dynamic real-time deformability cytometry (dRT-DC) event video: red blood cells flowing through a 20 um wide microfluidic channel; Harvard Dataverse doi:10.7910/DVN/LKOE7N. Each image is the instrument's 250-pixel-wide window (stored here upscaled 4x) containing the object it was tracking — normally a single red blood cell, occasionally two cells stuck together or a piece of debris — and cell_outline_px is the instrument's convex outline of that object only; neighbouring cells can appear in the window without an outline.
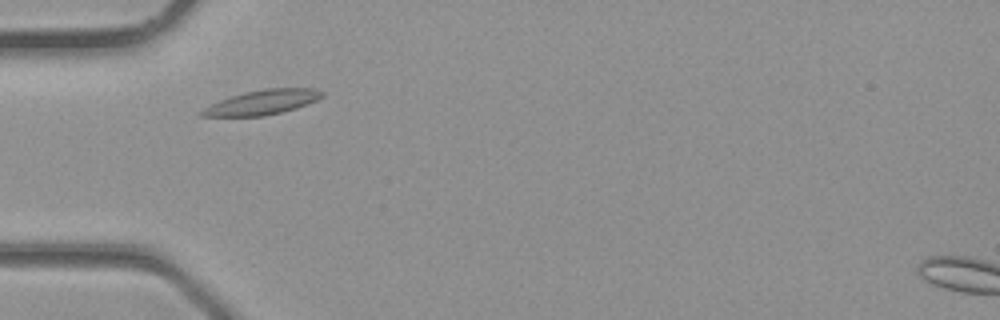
{"species": "common noctule bat (a hibernating species)", "species_latin": "Nyctalus noctula", "temperature_condition": "room temperature", "stored_images_in_passage": 2, "camera_frame_rate_fps": 3000, "um_per_image_px": 0.085, "animal": {"sex": "male", "body_mass_g": 23.1, "forearm_length_mm": 52.7}, "frame": {"image": 1, "passage_image": 1, "time_ms": 0.0, "image_size_px": [1000, 320], "cell_outline_px": [[324, 96], [316, 100], [296, 108], [264, 116], [200, 116], [196, 112], [220, 100], [244, 92], [264, 88], [316, 88], [324, 92]], "centroid_in_image_um": [22.3, 8.69], "position_along_channel_um": 62.7, "area_um2": 17.22}}
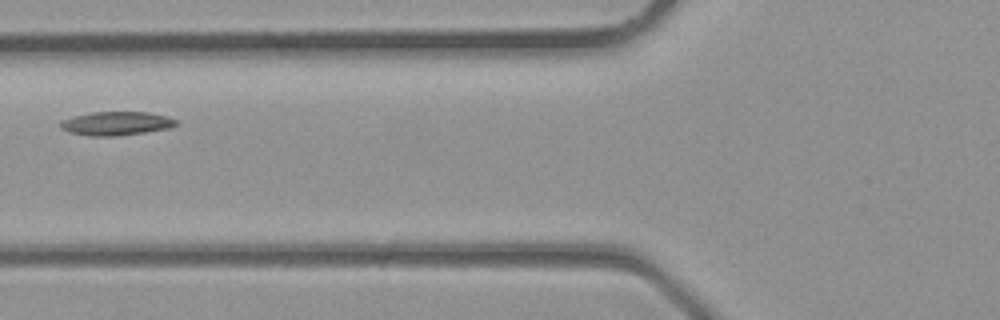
{"frame": {"image": 2, "passage_image": 2, "time_ms": 0.333, "image_size_px": [1000, 320], "cell_outline_px": [[180, 124], [168, 128], [144, 132], [116, 136], [88, 136], [68, 132], [60, 128], [60, 120], [92, 112], [148, 112], [168, 116], [180, 120]], "centroid_in_image_um": [9.92, 10.49], "position_along_channel_um": 115.9, "area_um2": 16.13}}